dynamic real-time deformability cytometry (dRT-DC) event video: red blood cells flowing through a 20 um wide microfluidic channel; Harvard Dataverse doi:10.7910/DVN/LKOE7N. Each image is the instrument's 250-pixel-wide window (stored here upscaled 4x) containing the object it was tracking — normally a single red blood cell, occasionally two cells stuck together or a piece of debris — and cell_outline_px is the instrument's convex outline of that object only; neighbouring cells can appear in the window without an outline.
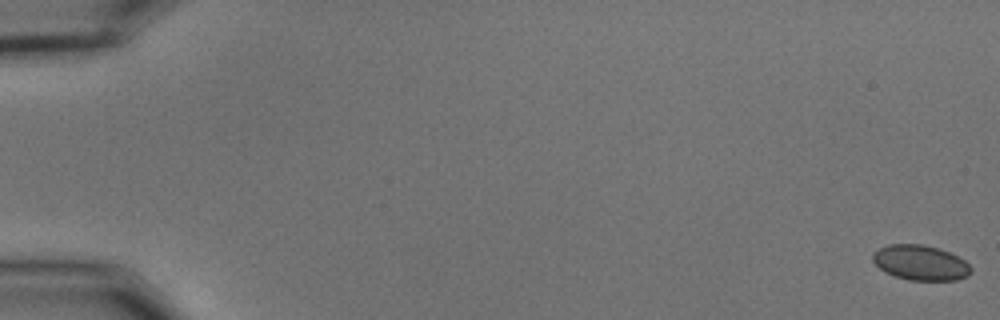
{"species": "common noctule bat (a hibernating species)", "species_latin": "Nyctalus noctula", "temperature_condition": "cold", "stored_images_in_passage": 57, "camera_frame_rate_fps": 3000, "um_per_image_px": 0.085, "animal": {"sex": "male", "body_mass_g": 15.6}, "frame": {"image": 1, "passage_image": 1, "time_ms": 0.0, "image_size_px": [1000, 320], "cell_outline_px": [[972, 272], [968, 276], [956, 280], [908, 280], [884, 272], [872, 260], [872, 252], [888, 244], [924, 244], [948, 252], [964, 260], [972, 268]], "centroid_in_image_um": [78.23, 22.33], "position_along_channel_um": 6.8, "area_um2": 20.06}}
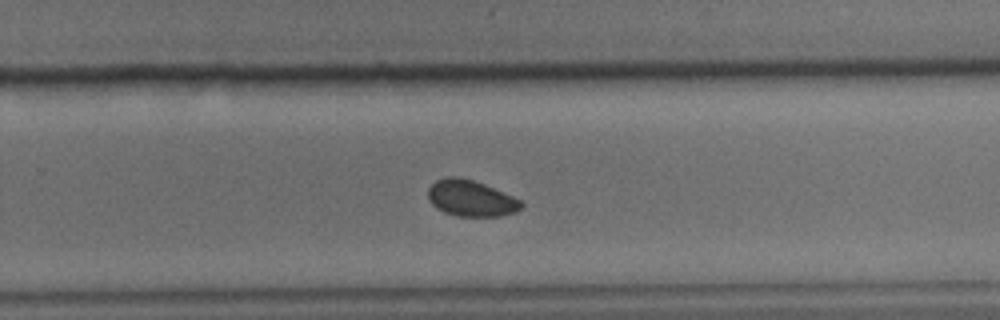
{"frame": {"image": 2, "passage_image": 38, "time_ms": 12.333, "image_size_px": [1000, 320], "cell_outline_px": [[524, 204], [516, 212], [496, 216], [456, 216], [444, 212], [436, 208], [428, 200], [428, 188], [436, 180], [444, 176], [456, 176], [472, 180], [484, 184], [512, 196], [520, 200]], "centroid_in_image_um": [39.98, 16.85], "position_along_channel_um": 289.8, "area_um2": 19.59}}
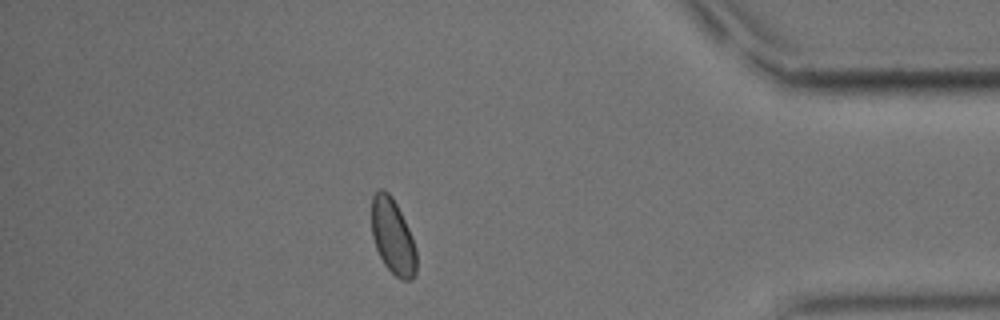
{"frame": {"image": 3, "passage_image": 50, "time_ms": 16.333, "image_size_px": [1000, 320], "cell_outline_px": [[416, 272], [412, 280], [400, 280], [384, 264], [376, 248], [372, 236], [372, 196], [380, 188], [384, 188], [392, 196], [412, 236], [416, 248]], "centroid_in_image_um": [33.39, 20.11], "position_along_channel_um": 401.8, "area_um2": 19.65}}